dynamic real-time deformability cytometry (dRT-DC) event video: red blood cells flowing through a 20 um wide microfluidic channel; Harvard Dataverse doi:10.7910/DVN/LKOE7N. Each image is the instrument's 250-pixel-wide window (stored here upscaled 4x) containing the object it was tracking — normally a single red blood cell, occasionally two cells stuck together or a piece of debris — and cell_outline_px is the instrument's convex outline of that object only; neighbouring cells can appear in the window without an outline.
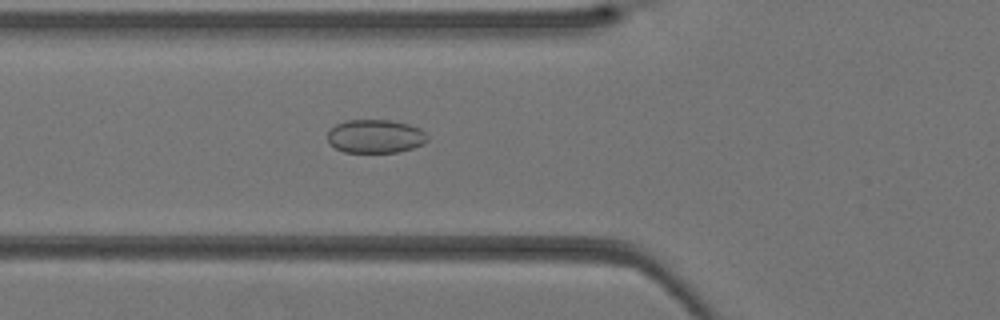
{"species": "Egyptian fruit bat (a non-hibernating species)", "species_latin": "Rousettus aegyptiacus", "temperature_condition": "warm", "stored_images_in_passage": 40, "camera_frame_rate_fps": 3000, "um_per_image_px": 0.085, "animal": {"sex": "female"}, "frame": {"image": 1, "passage_image": 14, "time_ms": 4.333, "image_size_px": [1000, 320], "cell_outline_px": [[428, 140], [424, 144], [412, 148], [396, 152], [344, 152], [328, 144], [328, 132], [336, 124], [344, 120], [388, 120], [408, 124], [420, 128], [428, 136]], "centroid_in_image_um": [31.9, 11.58], "position_along_channel_um": 93.9, "area_um2": 19.54}}
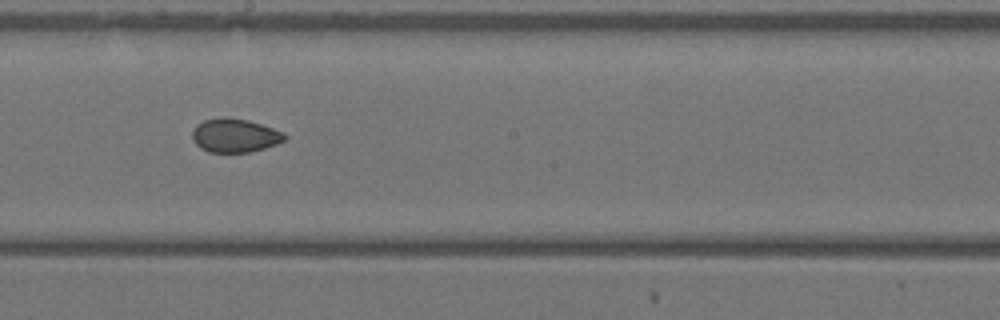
{"frame": {"image": 2, "passage_image": 22, "time_ms": 7.0, "image_size_px": [1000, 320], "cell_outline_px": [[288, 136], [284, 140], [276, 144], [264, 148], [248, 152], [208, 152], [200, 148], [192, 140], [192, 132], [204, 120], [248, 120], [284, 132]], "centroid_in_image_um": [19.99, 11.57], "position_along_channel_um": 228.2, "area_um2": 17.4}}
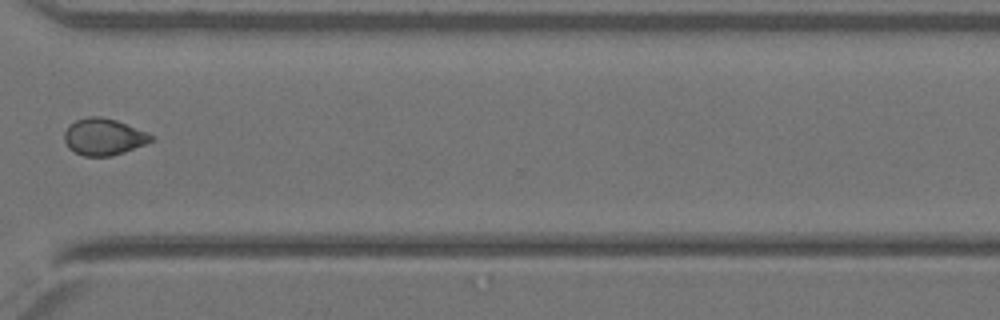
{"frame": {"image": 3, "passage_image": 30, "time_ms": 9.667, "image_size_px": [1000, 320], "cell_outline_px": [[156, 136], [152, 140], [144, 144], [124, 152], [112, 156], [84, 156], [68, 148], [64, 140], [64, 132], [76, 120], [88, 116], [100, 116], [116, 120]], "centroid_in_image_um": [8.81, 11.63], "position_along_channel_um": 361.8, "area_um2": 18.38}}